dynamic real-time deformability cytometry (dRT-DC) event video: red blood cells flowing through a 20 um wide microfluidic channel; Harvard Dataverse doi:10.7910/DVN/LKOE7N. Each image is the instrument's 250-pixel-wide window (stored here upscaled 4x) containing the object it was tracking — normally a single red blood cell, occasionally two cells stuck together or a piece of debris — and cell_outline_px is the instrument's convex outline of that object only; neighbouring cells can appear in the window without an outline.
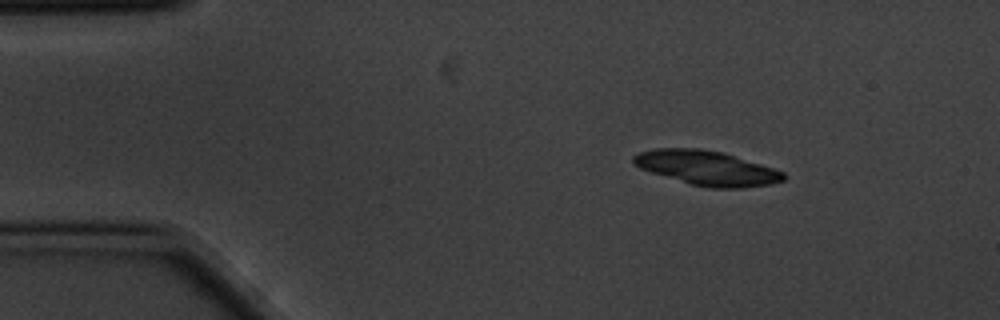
{"species": "common noctule bat (a hibernating species)", "species_latin": "Nyctalus noctula", "temperature_condition": "cold", "stored_images_in_passage": 4, "camera_frame_rate_fps": 3000, "um_per_image_px": 0.085, "animal": {"sex": "male", "body_mass_g": 20.1, "forearm_length_mm": 53.5}, "frame": {"image": 1, "passage_image": 1, "time_ms": 0.0, "image_size_px": [1000, 320], "cell_outline_px": [[784, 180], [768, 184], [740, 188], [708, 188], [692, 184], [652, 172], [640, 168], [632, 160], [632, 156], [636, 152], [652, 148], [700, 148], [724, 152], [784, 172]], "centroid_in_image_um": [60.04, 14.26], "position_along_channel_um": 25.0, "area_um2": 29.94}}